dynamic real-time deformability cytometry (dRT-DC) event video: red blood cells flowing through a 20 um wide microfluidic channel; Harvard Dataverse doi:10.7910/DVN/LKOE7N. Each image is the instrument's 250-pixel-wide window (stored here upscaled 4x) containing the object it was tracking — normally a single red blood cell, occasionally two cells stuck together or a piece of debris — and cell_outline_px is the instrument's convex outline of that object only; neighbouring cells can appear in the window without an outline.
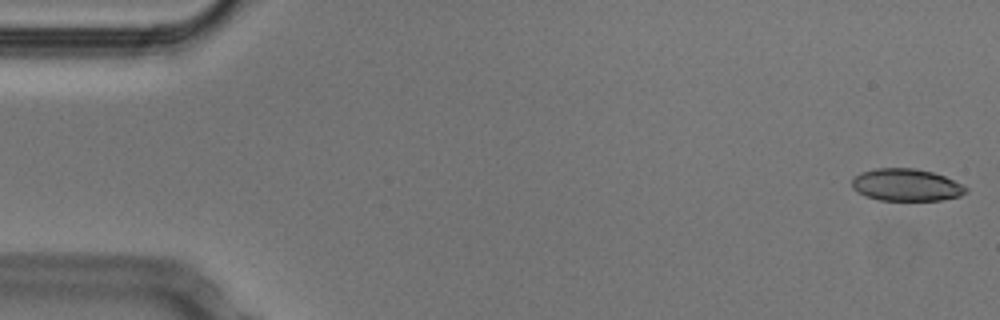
{"species": "Egyptian fruit bat (a non-hibernating species)", "species_latin": "Rousettus aegyptiacus", "temperature_condition": "cold", "stored_images_in_passage": 52, "camera_frame_rate_fps": 3000, "um_per_image_px": 0.085, "animal": {"sex": "male"}, "frame": {"image": 1, "passage_image": 1, "time_ms": 0.0, "image_size_px": [1000, 320], "cell_outline_px": [[968, 192], [960, 196], [940, 200], [880, 200], [864, 196], [856, 192], [852, 188], [852, 180], [860, 172], [876, 168], [916, 168], [932, 172], [944, 176], [968, 188]], "centroid_in_image_um": [77.0, 15.72], "position_along_channel_um": 8.0, "area_um2": 21.44}}
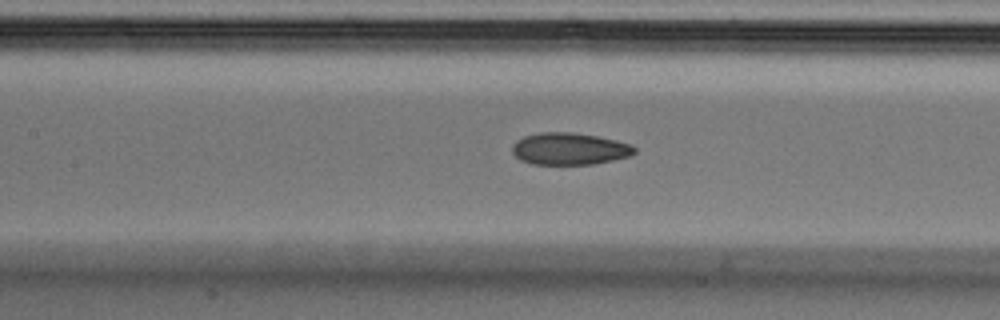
{"frame": {"image": 2, "passage_image": 23, "time_ms": 7.333, "image_size_px": [1000, 320], "cell_outline_px": [[636, 152], [632, 156], [592, 164], [532, 164], [520, 160], [512, 152], [512, 144], [516, 140], [524, 136], [540, 132], [572, 132], [596, 136], [616, 140], [632, 144], [636, 148]], "centroid_in_image_um": [48.41, 12.64], "position_along_channel_um": 159.0, "area_um2": 22.95}}
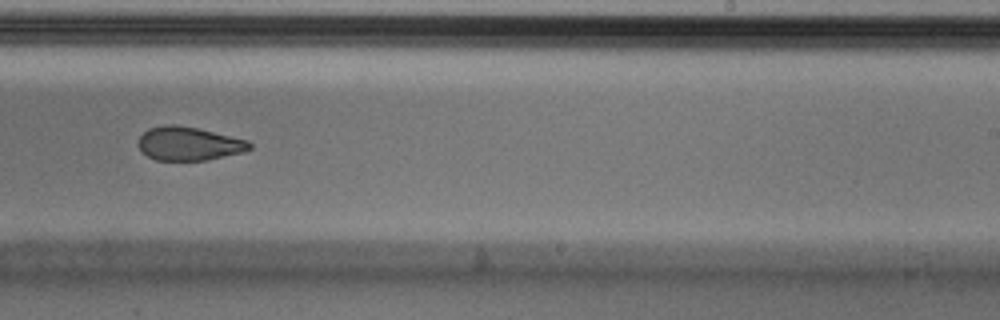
{"frame": {"image": 3, "passage_image": 32, "time_ms": 10.333, "image_size_px": [1000, 320], "cell_outline_px": [[252, 148], [244, 152], [208, 160], [156, 160], [148, 156], [140, 148], [140, 136], [148, 128], [164, 124], [176, 124], [196, 128], [248, 140], [252, 144]], "centroid_in_image_um": [16.08, 12.21], "position_along_channel_um": 272.9, "area_um2": 21.68}, "authors_computed_cell_mechanics": {"area_um2": 23.1778, "velocity_mm_per_s": 3.8113, "shape_relaxation_time_tau1_ms": 10.6445, "shape_relaxation_time_tau2_ms": 2.2577, "deformation_change_tau1": 0.1792, "deformation_change_tau2": 0.0801}}